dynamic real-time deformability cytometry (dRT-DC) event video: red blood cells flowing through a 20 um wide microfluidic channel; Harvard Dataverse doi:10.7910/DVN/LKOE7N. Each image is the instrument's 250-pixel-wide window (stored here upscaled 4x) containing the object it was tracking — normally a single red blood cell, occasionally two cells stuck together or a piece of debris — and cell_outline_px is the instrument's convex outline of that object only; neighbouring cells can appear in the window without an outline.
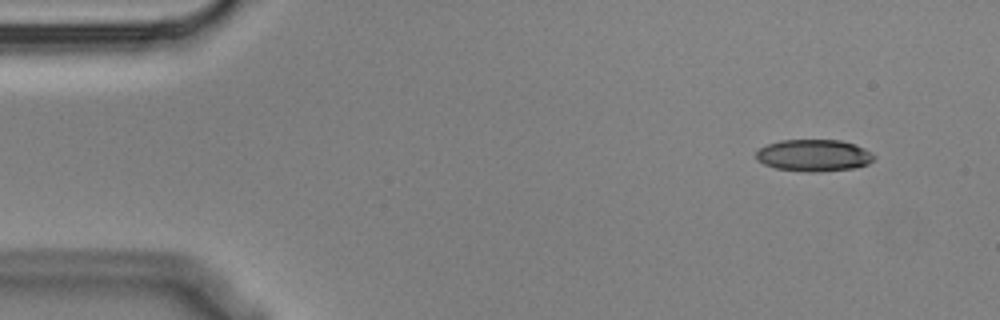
{"species": "Egyptian fruit bat (a non-hibernating species)", "species_latin": "Rousettus aegyptiacus", "temperature_condition": "cold", "stored_images_in_passage": 5, "camera_frame_rate_fps": 3000, "um_per_image_px": 0.085, "animal": {"sex": "male"}, "frame": {"image": 1, "passage_image": 1, "time_ms": 0.0, "image_size_px": [1000, 320], "cell_outline_px": [[876, 156], [868, 164], [856, 168], [816, 172], [808, 172], [776, 168], [764, 164], [756, 160], [756, 152], [760, 148], [768, 144], [780, 140], [840, 140], [856, 144], [864, 148]], "centroid_in_image_um": [69.18, 13.21], "position_along_channel_um": 15.8, "area_um2": 21.96}}